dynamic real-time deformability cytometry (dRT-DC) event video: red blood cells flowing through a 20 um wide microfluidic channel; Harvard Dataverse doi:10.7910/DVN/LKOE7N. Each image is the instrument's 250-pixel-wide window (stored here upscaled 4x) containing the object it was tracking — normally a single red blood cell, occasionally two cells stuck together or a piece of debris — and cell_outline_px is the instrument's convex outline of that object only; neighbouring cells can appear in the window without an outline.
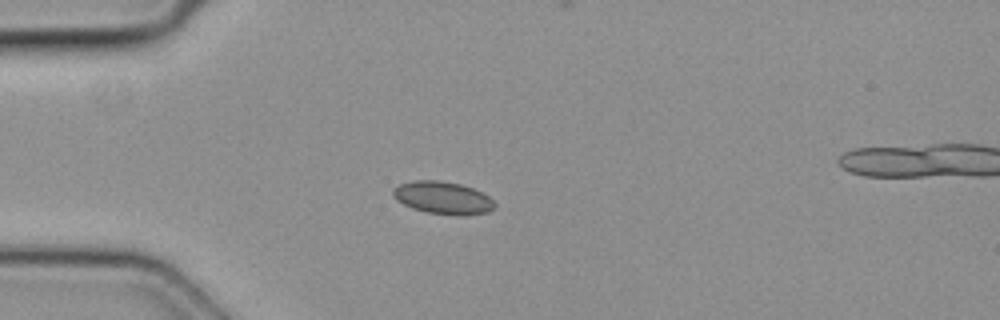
{"species": "common noctule bat (a hibernating species)", "species_latin": "Nyctalus noctula", "temperature_condition": "cold", "stored_images_in_passage": 5, "camera_frame_rate_fps": 3000, "um_per_image_px": 0.085, "animal": {"sex": "female", "body_mass_g": 19.3, "forearm_length_mm": 54.1}, "frame": {"image": 1, "passage_image": 4, "time_ms": 1.0, "image_size_px": [1000, 320], "cell_outline_px": [[496, 208], [488, 212], [468, 216], [456, 216], [424, 212], [412, 208], [396, 200], [392, 196], [392, 188], [400, 184], [412, 180], [440, 180], [460, 184], [484, 192], [496, 204]], "centroid_in_image_um": [37.65, 16.83], "position_along_channel_um": 47.3, "area_um2": 19.77}}